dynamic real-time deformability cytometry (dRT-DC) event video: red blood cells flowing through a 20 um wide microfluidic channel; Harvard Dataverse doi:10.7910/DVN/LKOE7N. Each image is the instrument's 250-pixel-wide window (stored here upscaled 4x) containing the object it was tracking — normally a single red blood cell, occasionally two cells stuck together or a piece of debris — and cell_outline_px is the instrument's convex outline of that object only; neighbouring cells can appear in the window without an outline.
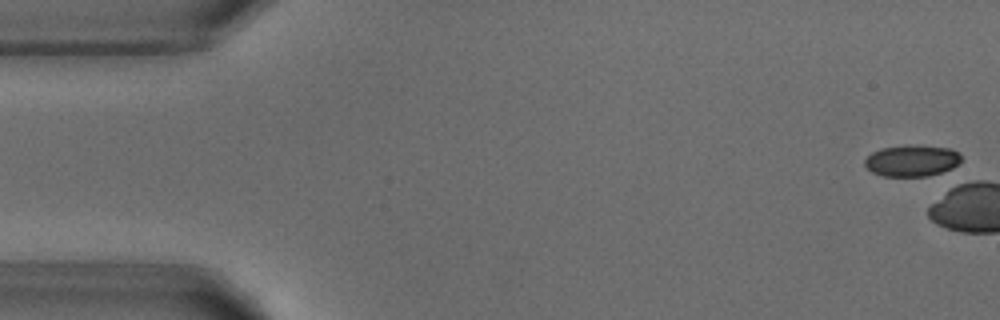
{"species": "common noctule bat (a hibernating species)", "species_latin": "Nyctalus noctula", "temperature_condition": "warm", "stored_images_in_passage": 3, "camera_frame_rate_fps": 3000, "um_per_image_px": 0.085, "animal": {"sex": "male", "body_mass_g": 18.8}, "frame": {"image": 1, "passage_image": 1, "time_ms": 0.0, "image_size_px": [1000, 320], "cell_outline_px": [[960, 164], [952, 168], [928, 176], [884, 176], [872, 172], [864, 164], [864, 160], [872, 152], [884, 148], [904, 144], [952, 148], [960, 156]], "centroid_in_image_um": [77.5, 13.65], "position_along_channel_um": 7.5, "area_um2": 17.63}}